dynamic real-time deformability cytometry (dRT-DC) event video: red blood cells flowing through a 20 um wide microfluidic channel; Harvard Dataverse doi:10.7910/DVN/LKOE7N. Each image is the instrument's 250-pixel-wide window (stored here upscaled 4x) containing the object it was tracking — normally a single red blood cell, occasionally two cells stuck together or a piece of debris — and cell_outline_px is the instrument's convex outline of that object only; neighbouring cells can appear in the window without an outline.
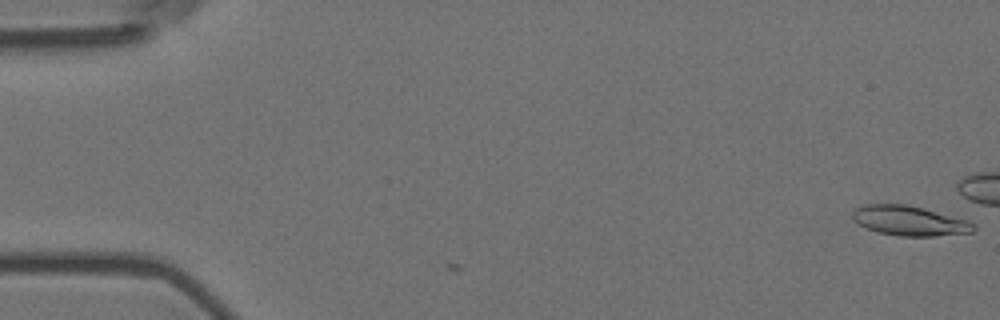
{"species": "Egyptian fruit bat (a non-hibernating species)", "species_latin": "Rousettus aegyptiacus", "temperature_condition": "room temperature", "stored_images_in_passage": 5, "camera_frame_rate_fps": 3000, "um_per_image_px": 0.085, "animal": {"sex": "female"}, "frame": {"image": 1, "passage_image": 1, "time_ms": 0.0, "image_size_px": [1000, 320], "cell_outline_px": [[976, 228], [972, 232], [936, 236], [900, 236], [876, 232], [852, 220], [852, 212], [856, 208], [864, 204], [908, 204], [924, 208], [968, 220], [976, 224]], "centroid_in_image_um": [77.31, 18.76], "position_along_channel_um": 7.7, "area_um2": 21.15}}